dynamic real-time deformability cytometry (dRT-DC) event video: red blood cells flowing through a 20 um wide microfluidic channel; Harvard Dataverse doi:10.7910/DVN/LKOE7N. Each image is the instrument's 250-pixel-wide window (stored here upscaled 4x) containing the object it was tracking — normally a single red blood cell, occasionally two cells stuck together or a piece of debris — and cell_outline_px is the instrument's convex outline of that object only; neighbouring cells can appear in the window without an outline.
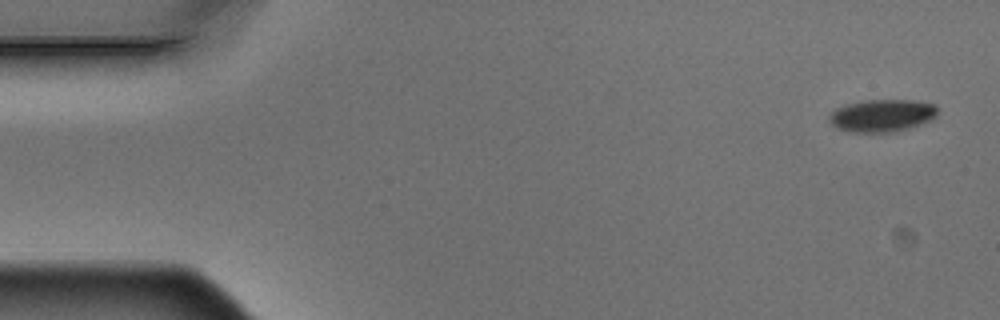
{"species": "Egyptian fruit bat (a non-hibernating species)", "species_latin": "Rousettus aegyptiacus", "temperature_condition": "warm", "stored_images_in_passage": 8, "camera_frame_rate_fps": 3000, "um_per_image_px": 0.085, "animal": {"sex": "male"}, "frame": {"image": 1, "passage_image": 1, "time_ms": 0.0, "image_size_px": [1000, 320], "cell_outline_px": [[936, 116], [920, 124], [908, 128], [892, 132], [848, 132], [836, 128], [828, 120], [828, 116], [836, 108], [848, 104], [864, 100], [916, 100], [936, 104]], "centroid_in_image_um": [74.94, 9.82], "position_along_channel_um": 10.1, "area_um2": 20.46}}
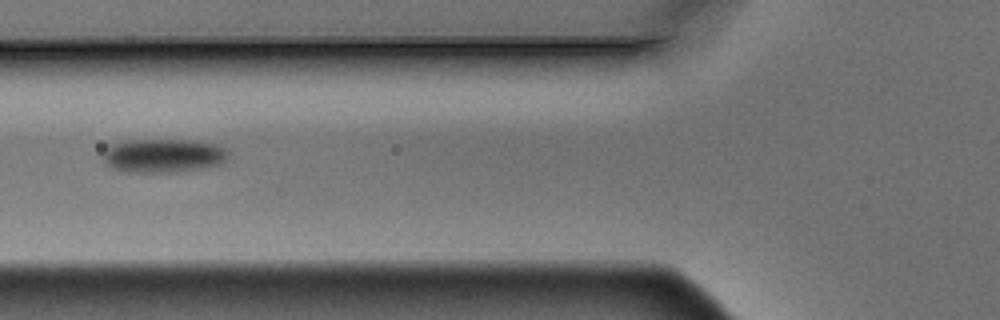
{"frame": {"image": 2, "passage_image": 6, "time_ms": 1.667, "image_size_px": [1000, 320], "cell_outline_px": [[228, 156], [224, 160], [216, 164], [200, 168], [172, 172], [128, 172], [112, 168], [104, 160], [104, 152], [112, 144], [128, 140], [188, 140], [216, 144], [224, 148], [228, 152]], "centroid_in_image_um": [13.86, 13.22], "position_along_channel_um": 111.9, "area_um2": 24.16}}
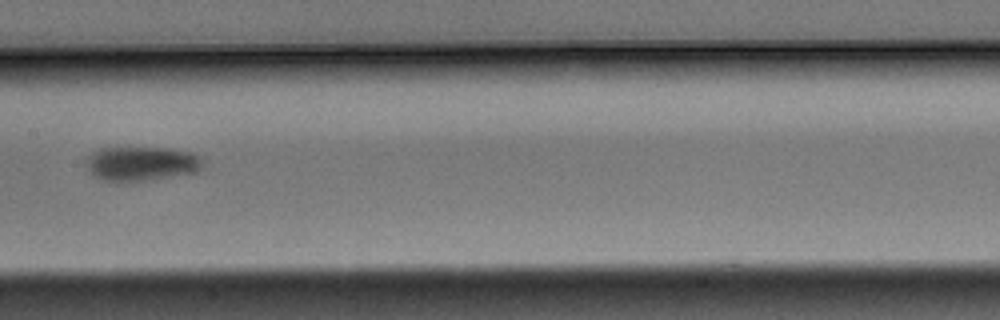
{"frame": {"image": 3, "passage_image": 8, "time_ms": 2.333, "image_size_px": [1000, 320], "cell_outline_px": [[204, 168], [196, 172], [120, 184], [116, 184], [92, 176], [88, 168], [88, 156], [92, 152], [100, 148], [168, 148], [188, 152], [200, 156], [204, 160]], "centroid_in_image_um": [12.02, 13.93], "position_along_channel_um": 195.4, "area_um2": 23.64}}